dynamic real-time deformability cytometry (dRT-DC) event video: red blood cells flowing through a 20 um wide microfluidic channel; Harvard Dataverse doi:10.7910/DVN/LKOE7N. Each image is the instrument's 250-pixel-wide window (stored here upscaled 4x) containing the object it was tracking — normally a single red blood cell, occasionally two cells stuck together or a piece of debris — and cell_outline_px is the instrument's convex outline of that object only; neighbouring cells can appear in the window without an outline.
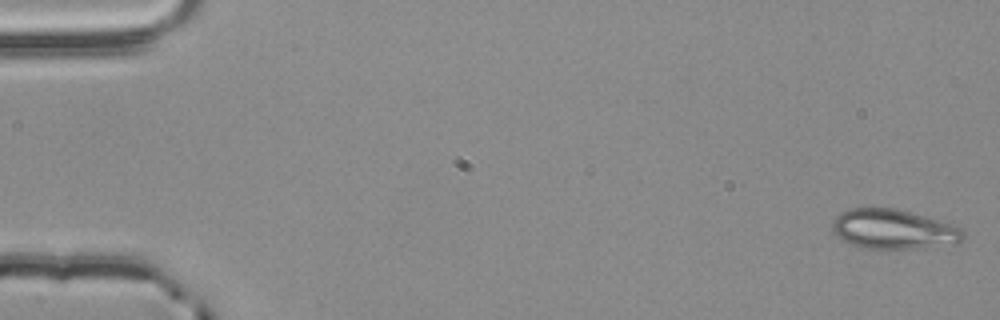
{"species": "common noctule bat (a hibernating species)", "species_latin": "Nyctalus noctula", "temperature_condition": "room temperature", "stored_images_in_passage": 4, "camera_frame_rate_fps": 3000, "um_per_image_px": 0.085, "animal": {"sex": "male", "body_mass_g": 20.4}, "frame": {"image": 1, "passage_image": 1, "time_ms": 0.0, "image_size_px": [1000, 320], "cell_outline_px": [[964, 236], [956, 244], [920, 248], [876, 252], [840, 240], [832, 232], [832, 220], [840, 212], [848, 208], [896, 208], [952, 224], [960, 228], [964, 232]], "centroid_in_image_um": [75.88, 19.52], "position_along_channel_um": 9.1, "area_um2": 31.1}}